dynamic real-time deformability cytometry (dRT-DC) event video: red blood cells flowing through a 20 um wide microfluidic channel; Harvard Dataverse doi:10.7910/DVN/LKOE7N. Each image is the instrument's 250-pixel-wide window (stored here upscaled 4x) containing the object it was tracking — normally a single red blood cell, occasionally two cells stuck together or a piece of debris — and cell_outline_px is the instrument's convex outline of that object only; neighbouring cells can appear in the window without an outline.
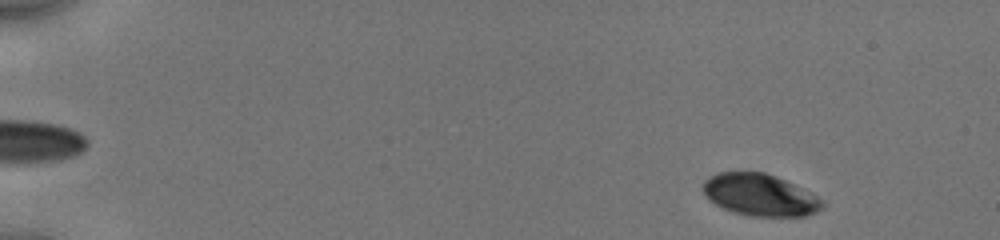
{"species": "human", "species_latin": "Homo sapiens", "temperature_condition": "cold", "stored_images_in_passage": 20, "camera_frame_rate_fps": 3000, "um_per_image_px": 0.085, "donor": {"sex": "male"}, "frame": {"image": 1, "passage_image": 2, "time_ms": 0.333, "image_size_px": [1000, 240], "cell_outline_px": [[824, 204], [816, 212], [804, 216], [752, 216], [732, 212], [716, 204], [704, 192], [704, 180], [708, 176], [716, 172], [764, 172], [776, 176], [812, 192], [824, 200]], "centroid_in_image_um": [64.62, 16.56], "position_along_channel_um": 20.4, "area_um2": 29.07}}
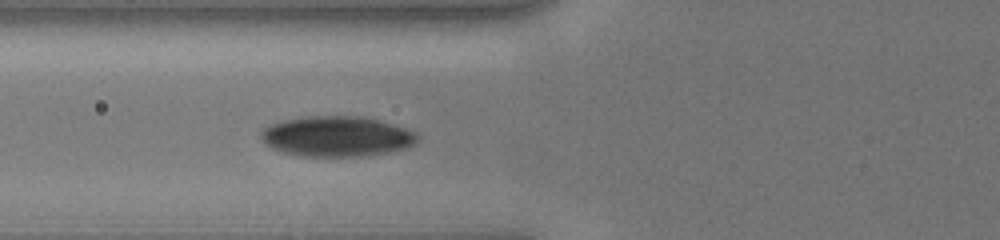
{"frame": {"image": 2, "passage_image": 15, "time_ms": 5.667, "image_size_px": [1000, 240], "cell_outline_px": [[420, 140], [416, 144], [408, 148], [388, 152], [360, 156], [300, 156], [284, 152], [272, 148], [260, 136], [260, 132], [264, 128], [272, 124], [284, 120], [308, 116], [364, 116], [380, 120], [416, 132], [420, 136]], "centroid_in_image_um": [28.69, 11.59], "position_along_channel_um": 97.1, "area_um2": 36.82}}
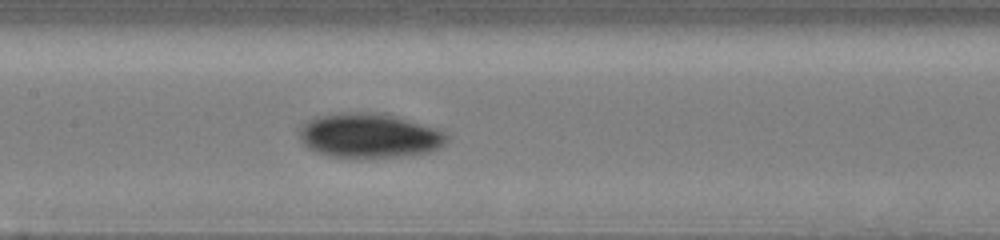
{"frame": {"image": 3, "passage_image": 20, "time_ms": 7.667, "image_size_px": [1000, 240], "cell_outline_px": [[448, 140], [440, 148], [432, 152], [408, 156], [348, 160], [328, 156], [316, 152], [308, 148], [300, 140], [300, 128], [308, 120], [316, 116], [340, 112], [384, 112], [440, 128], [448, 136]], "centroid_in_image_um": [31.43, 11.55], "position_along_channel_um": 176.0, "area_um2": 39.82}}